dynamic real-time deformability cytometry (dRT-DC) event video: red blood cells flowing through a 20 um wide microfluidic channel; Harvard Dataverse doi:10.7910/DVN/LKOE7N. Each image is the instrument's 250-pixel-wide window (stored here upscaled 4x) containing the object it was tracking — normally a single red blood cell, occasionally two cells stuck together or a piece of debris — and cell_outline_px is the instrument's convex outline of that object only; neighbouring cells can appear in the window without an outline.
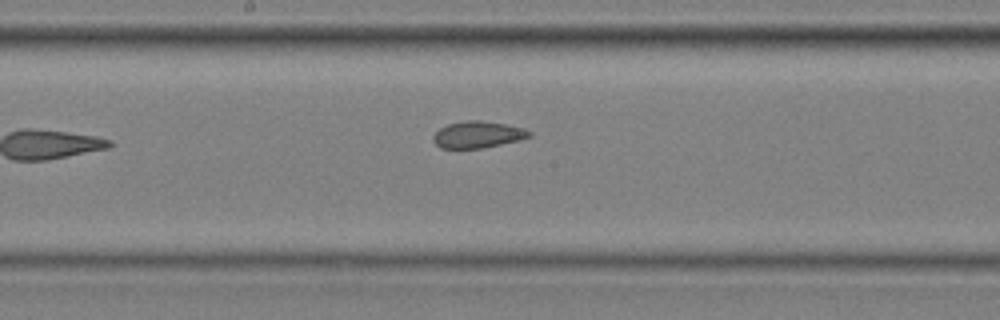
{"species": "common noctule bat (a hibernating species)", "species_latin": "Nyctalus noctula", "temperature_condition": "cold", "stored_images_in_passage": 7, "camera_frame_rate_fps": 3000, "um_per_image_px": 0.085, "animal": {"sex": "male", "body_mass_g": 20.4}, "frame": {"image": 1, "passage_image": 7, "time_ms": 2.0, "image_size_px": [1000, 320], "cell_outline_px": [[532, 136], [520, 140], [480, 148], [440, 148], [432, 140], [432, 136], [440, 128], [448, 124], [468, 120], [480, 120], [508, 124], [524, 128], [532, 132]], "centroid_in_image_um": [40.63, 11.43], "position_along_channel_um": 207.6, "area_um2": 14.97}}